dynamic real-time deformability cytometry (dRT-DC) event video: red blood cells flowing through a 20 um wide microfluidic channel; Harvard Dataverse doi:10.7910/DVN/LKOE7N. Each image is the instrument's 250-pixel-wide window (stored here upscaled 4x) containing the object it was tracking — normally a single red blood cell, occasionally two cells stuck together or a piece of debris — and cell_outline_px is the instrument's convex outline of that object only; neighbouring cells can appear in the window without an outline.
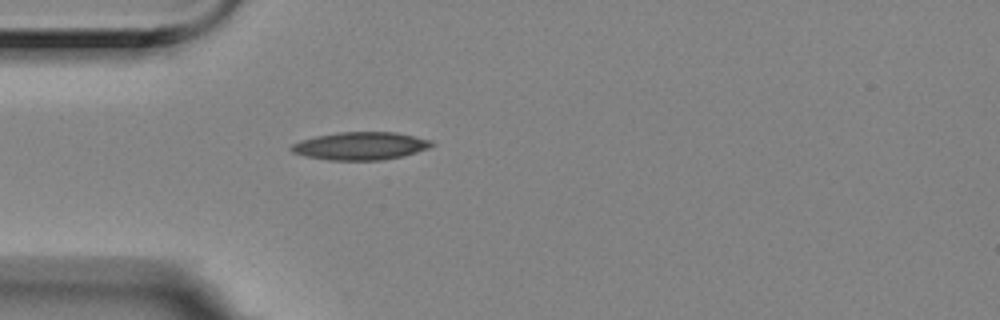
{"species": "Egyptian fruit bat (a non-hibernating species)", "species_latin": "Rousettus aegyptiacus", "temperature_condition": "room temperature", "stored_images_in_passage": 36, "camera_frame_rate_fps": 3000, "um_per_image_px": 0.085, "animal": {"sex": "female"}, "frame": {"image": 1, "passage_image": 1, "time_ms": 0.0, "image_size_px": [1000, 320], "cell_outline_px": [[436, 144], [428, 148], [416, 152], [400, 156], [380, 160], [328, 160], [308, 156], [292, 152], [288, 148], [292, 144], [300, 140], [316, 136], [336, 132], [396, 132], [432, 140]], "centroid_in_image_um": [30.63, 12.39], "position_along_channel_um": 54.4, "area_um2": 22.72}}
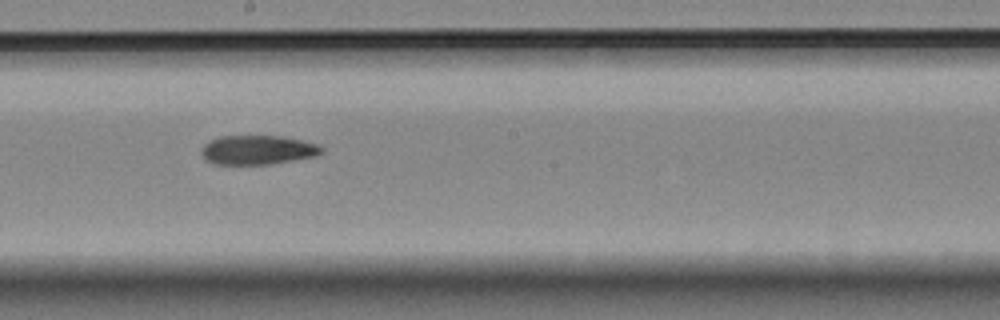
{"frame": {"image": 2, "passage_image": 16, "time_ms": 5.0, "image_size_px": [1000, 320], "cell_outline_px": [[324, 152], [316, 156], [268, 164], [216, 164], [208, 160], [200, 152], [200, 148], [208, 140], [220, 136], [280, 136], [320, 144], [324, 148]], "centroid_in_image_um": [21.91, 12.73], "position_along_channel_um": 226.3, "area_um2": 20.46}}
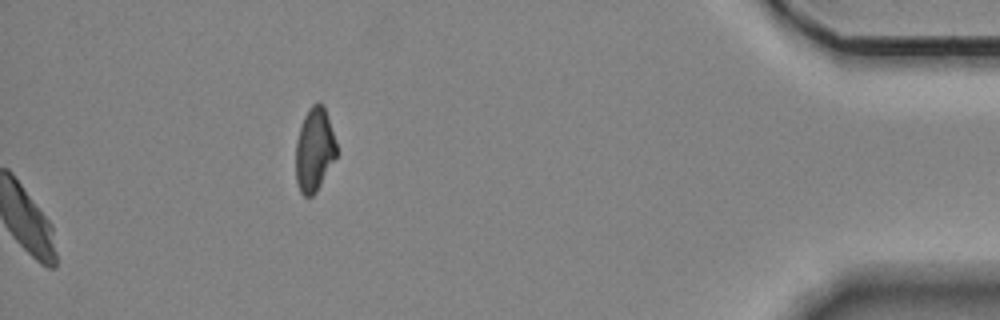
{"frame": {"image": 3, "passage_image": 36, "time_ms": 11.667, "image_size_px": [1000, 320], "cell_outline_px": [[336, 156], [316, 192], [312, 196], [304, 196], [300, 192], [296, 180], [296, 140], [304, 116], [308, 108], [316, 100], [320, 100], [324, 104], [336, 144]], "centroid_in_image_um": [26.71, 12.68], "position_along_channel_um": 408.5, "area_um2": 19.83}, "authors_computed_cell_mechanics": {"area_um2": 21.386, "velocity_mm_per_s": 3.5274, "shape_relaxation_time_tau1_ms": null, "shape_relaxation_time_tau2_ms": 7.323, "deformation_change_tau1": null, "deformation_change_tau2": 0.1488}}